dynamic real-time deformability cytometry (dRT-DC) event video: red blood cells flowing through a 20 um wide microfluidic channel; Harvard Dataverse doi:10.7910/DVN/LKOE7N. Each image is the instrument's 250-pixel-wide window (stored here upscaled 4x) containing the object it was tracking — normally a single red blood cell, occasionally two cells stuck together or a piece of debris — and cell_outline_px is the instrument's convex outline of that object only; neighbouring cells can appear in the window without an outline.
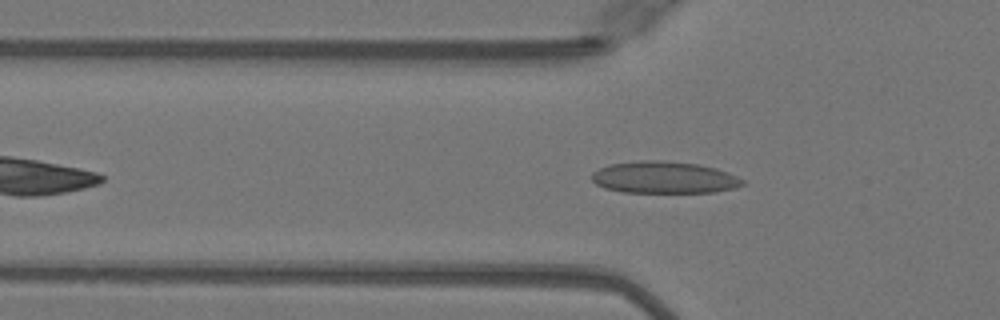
{"species": "Egyptian fruit bat (a non-hibernating species)", "species_latin": "Rousettus aegyptiacus", "temperature_condition": "warm", "stored_images_in_passage": 38, "camera_frame_rate_fps": 3000, "um_per_image_px": 0.085, "animal": {"sex": "female"}, "frame": {"image": 1, "passage_image": 9, "time_ms": 2.667, "image_size_px": [1000, 320], "cell_outline_px": [[748, 184], [716, 192], [624, 192], [604, 188], [596, 184], [592, 180], [592, 172], [608, 164], [640, 160], [664, 160], [700, 164], [716, 168], [736, 176], [744, 180]], "centroid_in_image_um": [56.45, 15.07], "position_along_channel_um": 69.3, "area_um2": 28.21}}
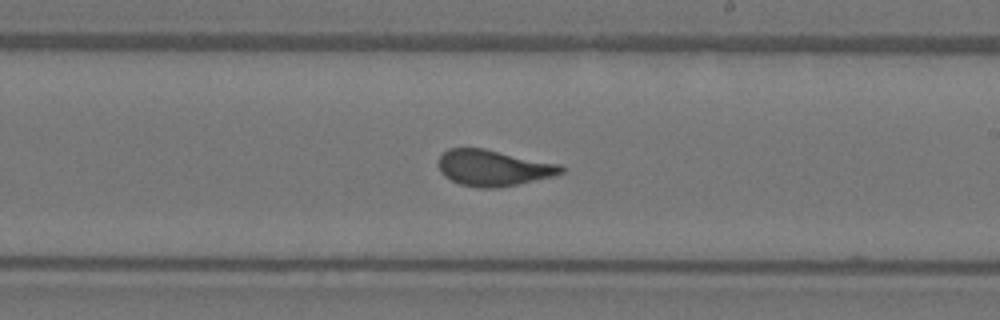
{"frame": {"image": 2, "passage_image": 22, "time_ms": 7.0, "image_size_px": [1000, 320], "cell_outline_px": [[564, 172], [556, 176], [496, 188], [480, 188], [460, 184], [444, 176], [440, 172], [440, 156], [448, 148], [484, 148], [560, 164], [564, 168]], "centroid_in_image_um": [41.96, 14.27], "position_along_channel_um": 247.0, "area_um2": 25.66}}
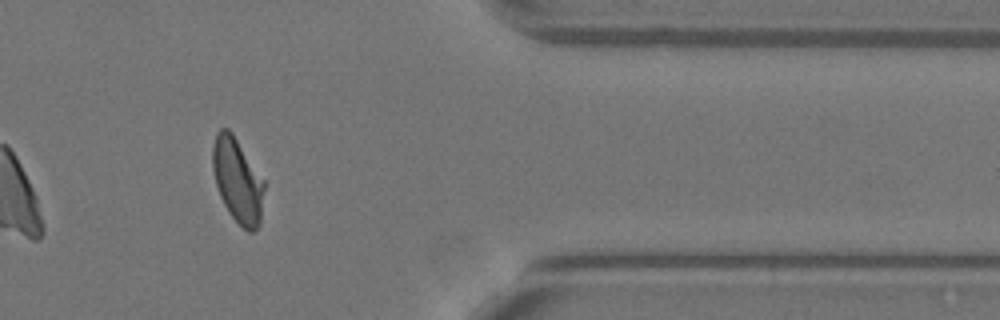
{"frame": {"image": 3, "passage_image": 34, "time_ms": 11.0, "image_size_px": [1000, 320], "cell_outline_px": [[264, 188], [260, 224], [252, 232], [248, 232], [228, 212], [220, 196], [216, 184], [212, 168], [212, 148], [216, 132], [220, 128], [228, 128], [232, 132], [264, 180]], "centroid_in_image_um": [20.18, 15.31], "position_along_channel_um": 391.2, "area_um2": 25.26}, "authors_computed_cell_mechanics": {"area_um2": 26.0967, "velocity_mm_per_s": 4.0953, "shape_relaxation_time_tau1_ms": 7.2776, "shape_relaxation_time_tau2_ms": null, "deformation_change_tau1": 0.1953, "deformation_change_tau2": null}}